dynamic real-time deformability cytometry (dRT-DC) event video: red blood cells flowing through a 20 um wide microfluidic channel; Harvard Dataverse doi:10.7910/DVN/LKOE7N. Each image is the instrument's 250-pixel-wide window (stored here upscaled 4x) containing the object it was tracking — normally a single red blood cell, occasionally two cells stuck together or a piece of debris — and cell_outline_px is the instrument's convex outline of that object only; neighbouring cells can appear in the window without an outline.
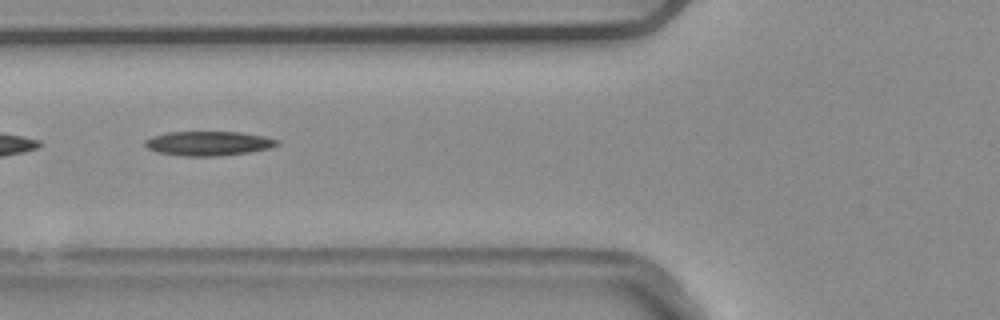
{"species": "common noctule bat (a hibernating species)", "species_latin": "Nyctalus noctula", "temperature_condition": "warm", "stored_images_in_passage": 7, "camera_frame_rate_fps": 3000, "um_per_image_px": 0.085, "animal": {"sex": "male", "body_mass_g": 20.4}, "frame": {"image": 1, "passage_image": 4, "time_ms": 1.0, "image_size_px": [1000, 320], "cell_outline_px": [[280, 144], [268, 148], [248, 152], [216, 156], [184, 156], [156, 152], [148, 148], [144, 144], [144, 140], [152, 136], [168, 132], [240, 132], [264, 136], [280, 140]], "centroid_in_image_um": [17.7, 12.18], "position_along_channel_um": 108.1, "area_um2": 18.73}}